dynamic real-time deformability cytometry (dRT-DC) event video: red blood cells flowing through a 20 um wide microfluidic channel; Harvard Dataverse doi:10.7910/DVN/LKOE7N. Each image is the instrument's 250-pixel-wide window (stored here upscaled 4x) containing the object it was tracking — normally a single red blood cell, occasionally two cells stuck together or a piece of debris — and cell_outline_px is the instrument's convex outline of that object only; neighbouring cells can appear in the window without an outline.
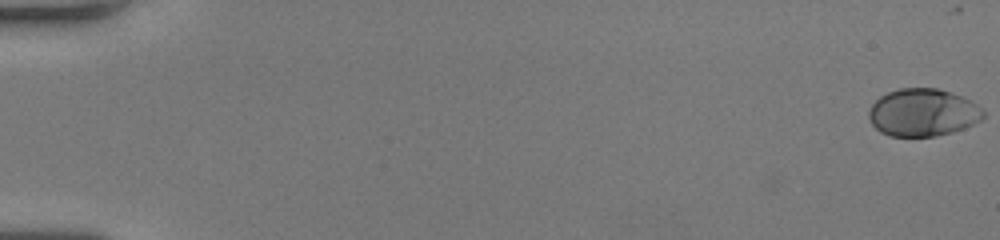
{"species": "human", "species_latin": "Homo sapiens", "temperature_condition": "room temperature", "stored_images_in_passage": 50, "camera_frame_rate_fps": 3000, "um_per_image_px": 0.085, "donor": {"sex": "female"}, "frame": {"image": 1, "passage_image": 1, "time_ms": 0.0, "image_size_px": [1000, 240], "cell_outline_px": [[984, 116], [980, 120], [964, 128], [952, 132], [936, 136], [888, 136], [880, 132], [872, 124], [868, 116], [868, 112], [872, 104], [880, 96], [888, 92], [900, 88], [936, 88], [952, 92], [972, 100], [984, 112]], "centroid_in_image_um": [78.43, 9.56], "position_along_channel_um": 6.6, "area_um2": 31.79}}
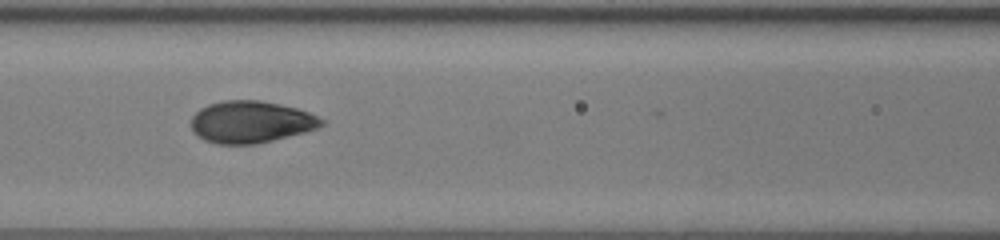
{"frame": {"image": 2, "passage_image": 26, "time_ms": 8.333, "image_size_px": [1000, 240], "cell_outline_px": [[324, 124], [316, 128], [304, 132], [256, 144], [216, 144], [204, 140], [192, 128], [192, 116], [200, 108], [208, 104], [224, 100], [260, 100], [296, 108], [308, 112], [324, 120]], "centroid_in_image_um": [21.31, 10.36], "position_along_channel_um": 145.3, "area_um2": 31.56}}
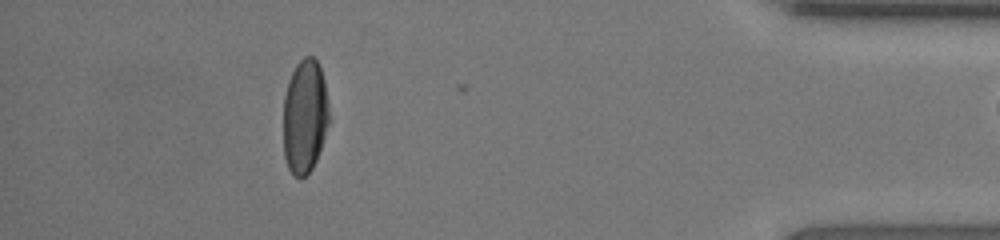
{"frame": {"image": 3, "passage_image": 49, "time_ms": 16.0, "image_size_px": [1000, 240], "cell_outline_px": [[328, 124], [316, 160], [312, 168], [300, 180], [292, 176], [288, 168], [284, 156], [284, 96], [288, 80], [296, 64], [304, 56], [312, 56], [316, 60], [320, 68], [324, 80], [328, 108]], "centroid_in_image_um": [25.88, 9.91], "position_along_channel_um": 409.3, "area_um2": 30.29}}